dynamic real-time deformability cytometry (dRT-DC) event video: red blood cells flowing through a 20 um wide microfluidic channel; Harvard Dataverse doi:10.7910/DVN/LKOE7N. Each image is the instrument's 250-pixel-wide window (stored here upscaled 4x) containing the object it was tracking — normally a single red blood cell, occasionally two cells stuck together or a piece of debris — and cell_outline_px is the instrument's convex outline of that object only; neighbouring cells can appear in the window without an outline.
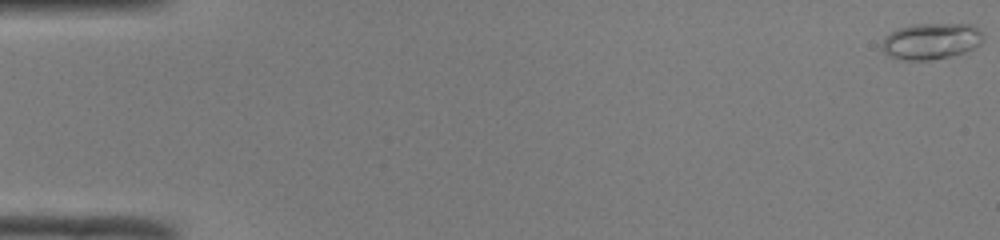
{"species": "common noctule bat (a hibernating species)", "species_latin": "Nyctalus noctula", "temperature_condition": "room temperature", "stored_images_in_passage": 16, "camera_frame_rate_fps": 3000, "um_per_image_px": 0.085, "animal": {"sex": "male", "body_mass_g": 19.0, "forearm_length_mm": 50.8}, "frame": {"image": 1, "passage_image": 1, "time_ms": 0.0, "image_size_px": [1000, 240], "cell_outline_px": [[984, 40], [980, 44], [964, 52], [932, 60], [904, 60], [888, 56], [884, 52], [880, 44], [884, 36], [900, 28], [912, 24], [972, 24], [984, 36]], "centroid_in_image_um": [79.11, 3.5], "position_along_channel_um": 5.9, "area_um2": 21.39}}